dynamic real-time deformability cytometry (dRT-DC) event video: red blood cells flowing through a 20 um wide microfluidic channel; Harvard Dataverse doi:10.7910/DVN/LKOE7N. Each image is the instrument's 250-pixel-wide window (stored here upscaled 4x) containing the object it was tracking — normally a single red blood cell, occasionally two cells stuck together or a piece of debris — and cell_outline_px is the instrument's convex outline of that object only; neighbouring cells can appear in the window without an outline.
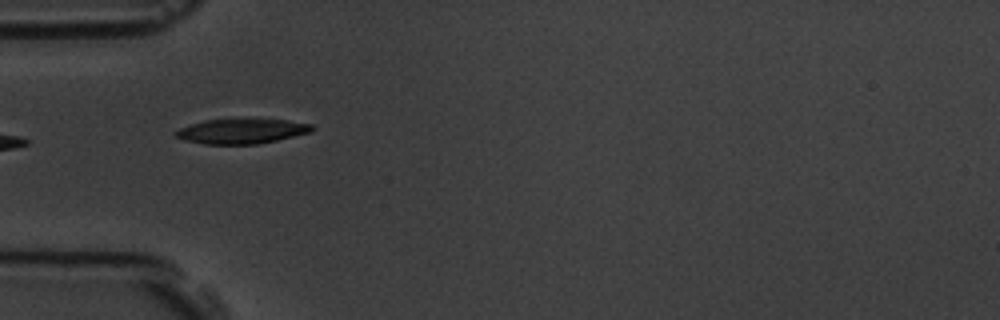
{"species": "common noctule bat (a hibernating species)", "species_latin": "Nyctalus noctula", "temperature_condition": "room temperature", "stored_images_in_passage": 10, "camera_frame_rate_fps": 3000, "um_per_image_px": 0.085, "animal": {"sex": "male", "body_mass_g": 19.5, "forearm_length_mm": 54.6}, "frame": {"image": 1, "passage_image": 6, "time_ms": 5.667, "image_size_px": [1000, 320], "cell_outline_px": [[316, 128], [312, 132], [276, 140], [256, 144], [204, 144], [184, 140], [176, 136], [172, 132], [180, 128], [204, 120], [288, 120], [312, 124]], "centroid_in_image_um": [20.55, 11.16], "position_along_channel_um": 64.4, "area_um2": 19.48}}
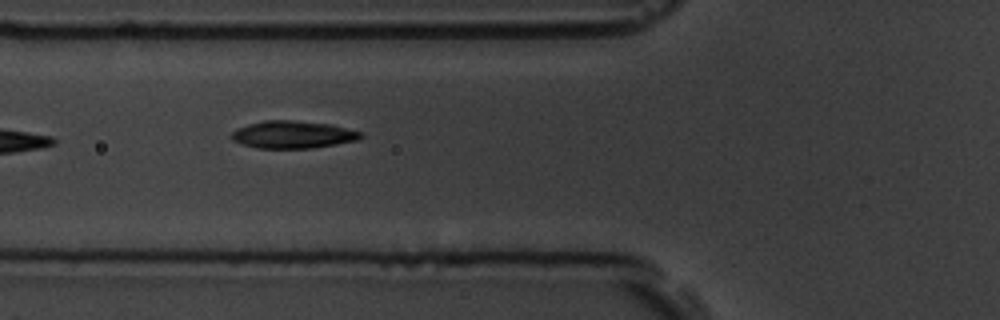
{"frame": {"image": 2, "passage_image": 7, "time_ms": 6.667, "image_size_px": [1000, 320], "cell_outline_px": [[364, 136], [360, 140], [312, 148], [256, 148], [240, 144], [232, 140], [228, 136], [236, 128], [248, 124], [264, 120], [292, 120], [332, 124], [364, 132]], "centroid_in_image_um": [24.9, 11.44], "position_along_channel_um": 100.9, "area_um2": 21.1}}
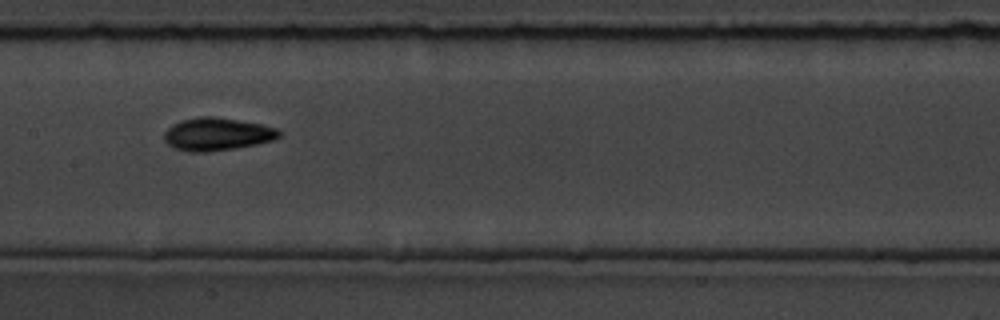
{"frame": {"image": 3, "passage_image": 9, "time_ms": 9.0, "image_size_px": [1000, 320], "cell_outline_px": [[280, 136], [272, 140], [256, 144], [236, 148], [208, 152], [188, 152], [172, 148], [164, 140], [164, 132], [172, 124], [180, 120], [200, 116], [212, 116], [264, 124], [276, 128], [280, 132]], "centroid_in_image_um": [18.41, 11.4], "position_along_channel_um": 189.0, "area_um2": 22.14}}